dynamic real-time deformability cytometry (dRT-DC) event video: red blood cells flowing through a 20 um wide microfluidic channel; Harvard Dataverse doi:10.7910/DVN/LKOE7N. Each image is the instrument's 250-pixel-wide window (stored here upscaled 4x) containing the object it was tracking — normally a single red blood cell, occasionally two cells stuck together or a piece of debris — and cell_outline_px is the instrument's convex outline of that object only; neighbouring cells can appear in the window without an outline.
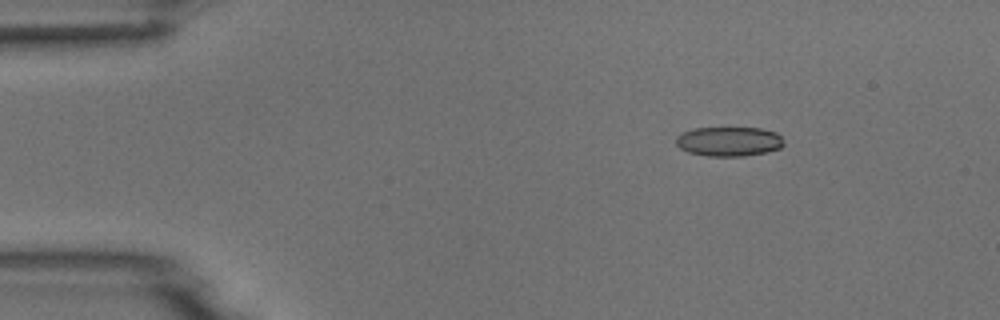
{"species": "common noctule bat (a hibernating species)", "species_latin": "Nyctalus noctula", "temperature_condition": "room temperature", "stored_images_in_passage": 6, "camera_frame_rate_fps": 3000, "um_per_image_px": 0.085, "animal": {"sex": "male", "body_mass_g": 18.8}, "frame": {"image": 1, "passage_image": 3, "time_ms": 2.333, "image_size_px": [1000, 320], "cell_outline_px": [[784, 144], [780, 148], [768, 152], [744, 156], [708, 156], [688, 152], [680, 148], [676, 144], [676, 136], [692, 128], [760, 128], [776, 132], [784, 140]], "centroid_in_image_um": [61.97, 12.02], "position_along_channel_um": 23.0, "area_um2": 18.61}}
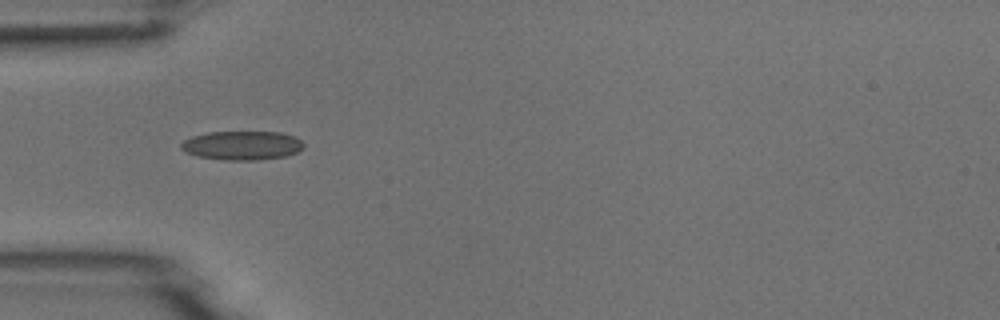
{"frame": {"image": 2, "passage_image": 5, "time_ms": 5.333, "image_size_px": [1000, 320], "cell_outline_px": [[304, 148], [288, 156], [256, 160], [224, 160], [196, 156], [184, 152], [180, 148], [180, 144], [184, 140], [192, 136], [208, 132], [280, 132], [296, 136], [304, 144]], "centroid_in_image_um": [20.57, 12.36], "position_along_channel_um": 64.4, "area_um2": 20.92}}